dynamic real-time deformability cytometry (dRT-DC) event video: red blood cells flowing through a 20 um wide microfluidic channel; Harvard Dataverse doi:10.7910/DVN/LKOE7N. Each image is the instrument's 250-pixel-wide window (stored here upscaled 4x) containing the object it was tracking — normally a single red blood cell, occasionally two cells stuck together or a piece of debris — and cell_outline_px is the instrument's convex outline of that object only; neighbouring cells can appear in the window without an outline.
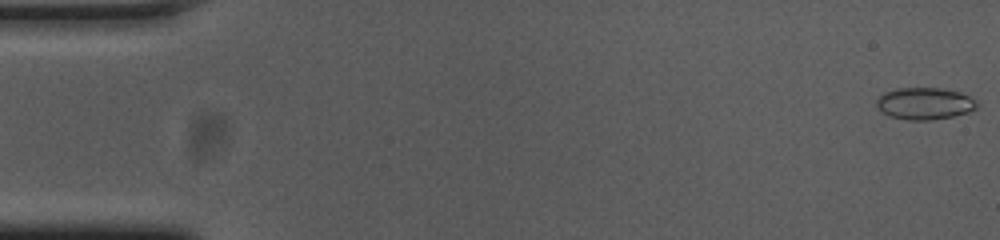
{"species": "common noctule bat (a hibernating species)", "species_latin": "Nyctalus noctula", "temperature_condition": "cold", "stored_images_in_passage": 55, "camera_frame_rate_fps": 3000, "um_per_image_px": 0.085, "animal": {"sex": "female", "body_mass_g": 23.0, "forearm_length_mm": 53.4}, "frame": {"image": 1, "passage_image": 1, "time_ms": 0.0, "image_size_px": [1000, 240], "cell_outline_px": [[980, 104], [976, 108], [968, 112], [952, 116], [932, 120], [908, 120], [888, 116], [876, 104], [876, 100], [884, 92], [896, 88], [940, 88], [960, 92], [976, 100]], "centroid_in_image_um": [78.61, 8.8], "position_along_channel_um": 6.4, "area_um2": 18.67}}
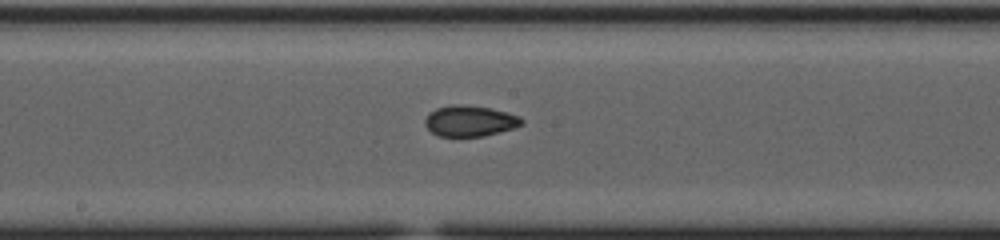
{"frame": {"image": 2, "passage_image": 29, "time_ms": 9.333, "image_size_px": [1000, 240], "cell_outline_px": [[524, 124], [500, 132], [484, 136], [436, 136], [424, 124], [424, 120], [428, 112], [436, 108], [452, 104], [460, 104], [492, 108], [520, 116], [524, 120]], "centroid_in_image_um": [39.92, 10.27], "position_along_channel_um": 208.3, "area_um2": 17.57}}
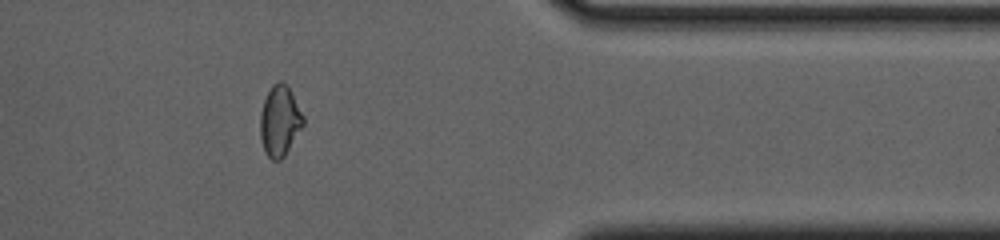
{"frame": {"image": 3, "passage_image": 45, "time_ms": 14.667, "image_size_px": [1000, 240], "cell_outline_px": [[304, 124], [284, 156], [280, 160], [272, 160], [264, 152], [260, 140], [260, 112], [264, 100], [272, 84], [276, 80], [280, 80], [288, 84], [304, 116]], "centroid_in_image_um": [23.77, 10.25], "position_along_channel_um": 387.6, "area_um2": 17.92}, "authors_computed_cell_mechanics": {"area_um2": 17.6868, "velocity_mm_per_s": 3.7524, "shape_relaxation_time_tau1_ms": null, "shape_relaxation_time_tau2_ms": 1.8387, "deformation_change_tau1": null, "deformation_change_tau2": 0.0513}}